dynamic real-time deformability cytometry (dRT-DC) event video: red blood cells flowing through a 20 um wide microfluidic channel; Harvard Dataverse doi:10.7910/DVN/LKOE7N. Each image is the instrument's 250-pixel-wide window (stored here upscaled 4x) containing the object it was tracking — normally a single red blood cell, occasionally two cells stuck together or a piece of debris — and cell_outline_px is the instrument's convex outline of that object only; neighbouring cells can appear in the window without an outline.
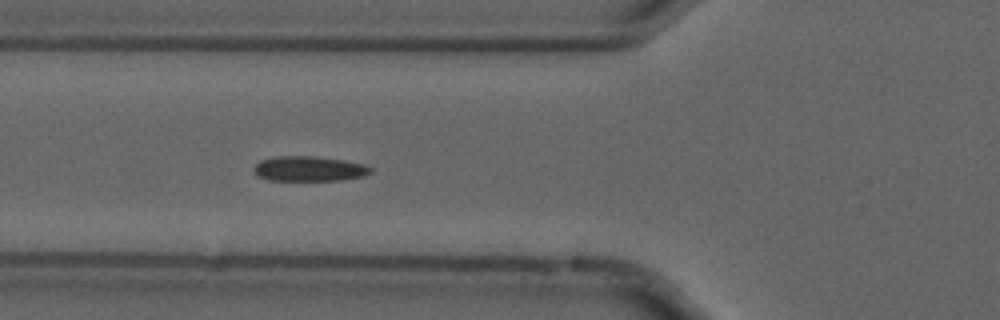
{"species": "common noctule bat (a hibernating species)", "species_latin": "Nyctalus noctula", "temperature_condition": "cold", "stored_images_in_passage": 39, "camera_frame_rate_fps": 3000, "um_per_image_px": 0.085, "animal": {"sex": "male", "forearm_length_mm": 52.5}, "frame": {"image": 1, "passage_image": 3, "time_ms": 0.667, "image_size_px": [1000, 320], "cell_outline_px": [[372, 172], [364, 176], [340, 180], [268, 180], [256, 176], [252, 168], [260, 160], [276, 156], [312, 156], [344, 160], [364, 164], [372, 168]], "centroid_in_image_um": [26.25, 14.34], "position_along_channel_um": 99.6, "area_um2": 17.11}}
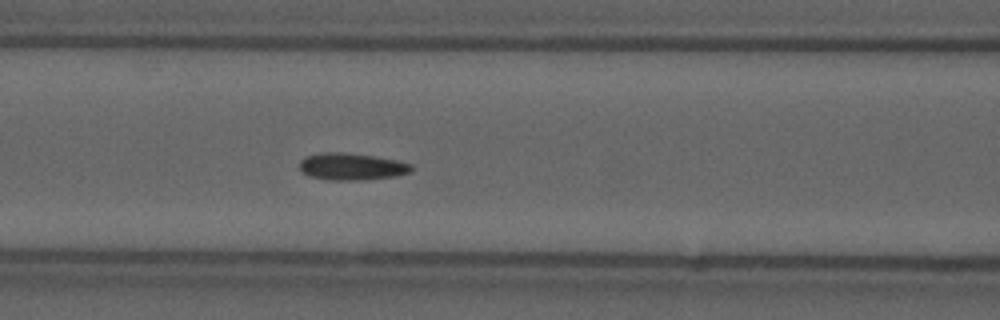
{"frame": {"image": 2, "passage_image": 6, "time_ms": 1.667, "image_size_px": [1000, 320], "cell_outline_px": [[412, 172], [396, 176], [368, 180], [328, 180], [308, 176], [300, 172], [300, 160], [304, 156], [324, 152], [344, 152], [372, 156], [396, 160], [412, 164]], "centroid_in_image_um": [29.86, 14.17], "position_along_channel_um": 136.7, "area_um2": 17.86}}
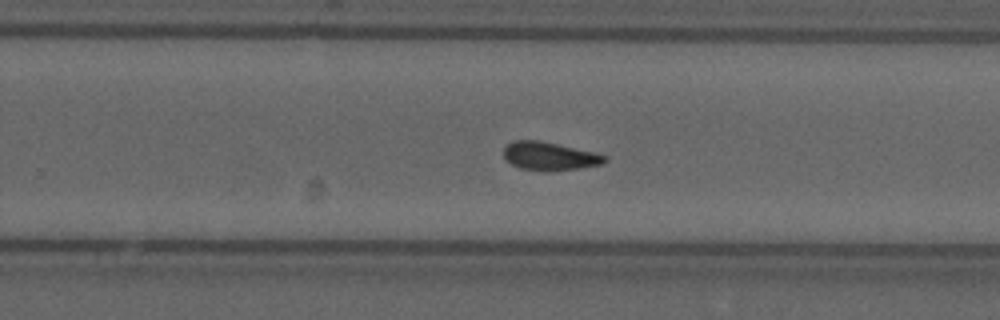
{"frame": {"image": 3, "passage_image": 18, "time_ms": 5.667, "image_size_px": [1000, 320], "cell_outline_px": [[608, 160], [600, 164], [580, 168], [548, 172], [544, 172], [520, 168], [512, 164], [504, 156], [504, 148], [508, 144], [516, 140], [540, 140], [592, 152], [608, 156]], "centroid_in_image_um": [46.71, 13.28], "position_along_channel_um": 283.1, "area_um2": 16.59}}